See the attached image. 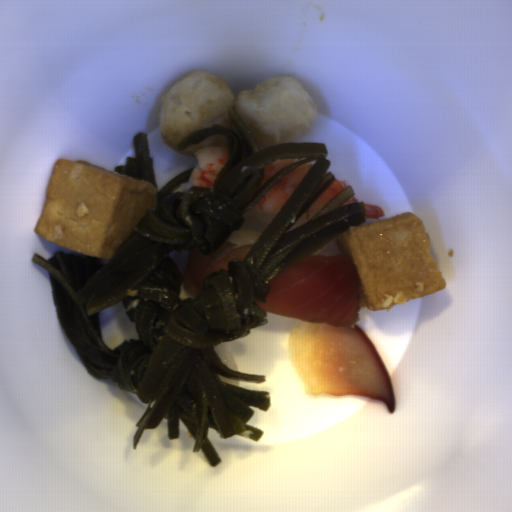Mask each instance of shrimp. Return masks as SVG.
Instances as JSON below:
<instances>
[{"instance_id": "a79e029a", "label": "shrimp", "mask_w": 512, "mask_h": 512, "mask_svg": "<svg viewBox=\"0 0 512 512\" xmlns=\"http://www.w3.org/2000/svg\"><path fill=\"white\" fill-rule=\"evenodd\" d=\"M314 165L313 160L309 161L282 177L266 190L248 213L278 214Z\"/></svg>"}, {"instance_id": "db6e5642", "label": "shrimp", "mask_w": 512, "mask_h": 512, "mask_svg": "<svg viewBox=\"0 0 512 512\" xmlns=\"http://www.w3.org/2000/svg\"><path fill=\"white\" fill-rule=\"evenodd\" d=\"M354 203H359L357 201V199L355 198V196L353 195L350 199H348L343 205H341L340 207H343V206H346V205H349V204H354ZM339 207V208H340Z\"/></svg>"}, {"instance_id": "a3ff3547", "label": "shrimp", "mask_w": 512, "mask_h": 512, "mask_svg": "<svg viewBox=\"0 0 512 512\" xmlns=\"http://www.w3.org/2000/svg\"><path fill=\"white\" fill-rule=\"evenodd\" d=\"M351 186L346 182L337 180L336 178L324 191V193L314 202V204L307 211H321L337 194H339L346 187ZM306 211V212H307Z\"/></svg>"}, {"instance_id": "81242878", "label": "shrimp", "mask_w": 512, "mask_h": 512, "mask_svg": "<svg viewBox=\"0 0 512 512\" xmlns=\"http://www.w3.org/2000/svg\"><path fill=\"white\" fill-rule=\"evenodd\" d=\"M362 203H363L365 214H366L365 219L366 218H379V217L385 216L386 213L379 205L370 204V203H366V202H362Z\"/></svg>"}, {"instance_id": "a1d657b0", "label": "shrimp", "mask_w": 512, "mask_h": 512, "mask_svg": "<svg viewBox=\"0 0 512 512\" xmlns=\"http://www.w3.org/2000/svg\"><path fill=\"white\" fill-rule=\"evenodd\" d=\"M302 159H306V158H282V159H275L274 161H272L270 164H268L267 166L264 167L263 169V172H262V177H261V181L258 185V187L256 188V190L254 191L253 195L251 196V198L248 200V202L243 206V208L249 203V201L260 191V189L266 184V182L271 178L273 177L276 173H278L281 169H283L284 167L298 161V160H302ZM242 208V209H243ZM241 209V210H242ZM240 210V211H241Z\"/></svg>"}, {"instance_id": "fd3e3c34", "label": "shrimp", "mask_w": 512, "mask_h": 512, "mask_svg": "<svg viewBox=\"0 0 512 512\" xmlns=\"http://www.w3.org/2000/svg\"><path fill=\"white\" fill-rule=\"evenodd\" d=\"M197 163L190 175L192 187L211 188L221 169L229 160L228 145H212L197 150L194 154Z\"/></svg>"}]
</instances>
